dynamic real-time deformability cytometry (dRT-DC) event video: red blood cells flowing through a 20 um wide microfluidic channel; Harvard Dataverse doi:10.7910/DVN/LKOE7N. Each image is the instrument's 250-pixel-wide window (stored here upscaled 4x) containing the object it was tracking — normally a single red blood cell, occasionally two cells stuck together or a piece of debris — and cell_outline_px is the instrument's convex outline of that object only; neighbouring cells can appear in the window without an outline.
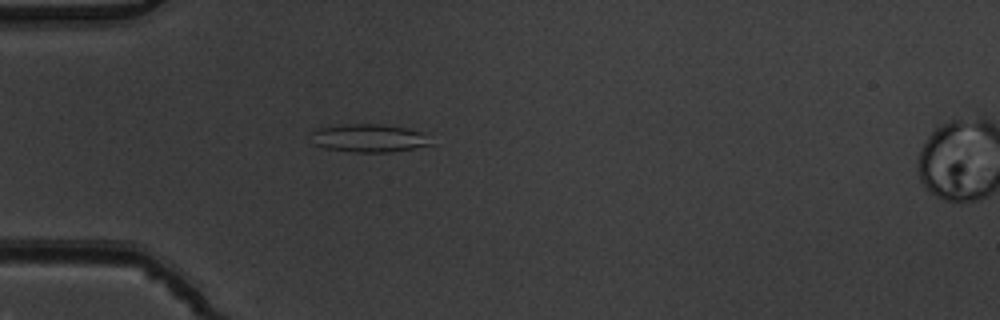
{"species": "common noctule bat (a hibernating species)", "species_latin": "Nyctalus noctula", "temperature_condition": "warm", "stored_images_in_passage": 3, "camera_frame_rate_fps": 3000, "um_per_image_px": 0.085, "animal": {"sex": "male", "body_mass_g": 19.5, "forearm_length_mm": 54.6}, "frame": {"image": 1, "passage_image": 2, "time_ms": 0.333, "image_size_px": [1000, 320], "cell_outline_px": [[432, 144], [412, 148], [388, 152], [352, 152], [324, 148], [316, 144], [308, 132], [316, 128], [344, 124], [380, 124], [408, 128], [424, 132]], "centroid_in_image_um": [31.31, 11.73], "position_along_channel_um": 53.7, "area_um2": 19.65}}